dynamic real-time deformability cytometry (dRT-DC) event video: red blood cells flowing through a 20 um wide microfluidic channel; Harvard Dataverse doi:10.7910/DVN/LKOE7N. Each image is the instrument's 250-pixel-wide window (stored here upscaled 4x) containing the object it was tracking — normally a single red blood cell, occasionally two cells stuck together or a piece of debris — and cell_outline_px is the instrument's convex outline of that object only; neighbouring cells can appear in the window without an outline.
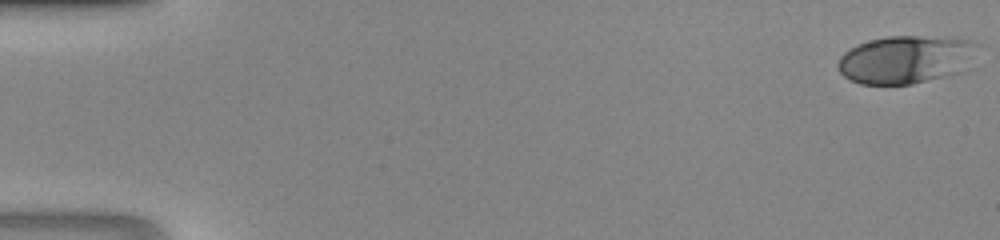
{"species": "human", "species_latin": "Homo sapiens", "temperature_condition": "room temperature", "stored_images_in_passage": 47, "camera_frame_rate_fps": 3000, "um_per_image_px": 0.085, "donor": {"sex": "male"}, "frame": {"image": 1, "passage_image": 1, "time_ms": 0.0, "image_size_px": [1000, 240], "cell_outline_px": [[980, 44], [960, 72], [912, 84], [860, 84], [844, 76], [840, 72], [836, 64], [840, 56], [844, 52], [856, 44], [888, 36], [916, 36], [972, 40]], "centroid_in_image_um": [76.93, 5.05], "position_along_channel_um": 8.1, "area_um2": 38.55}}
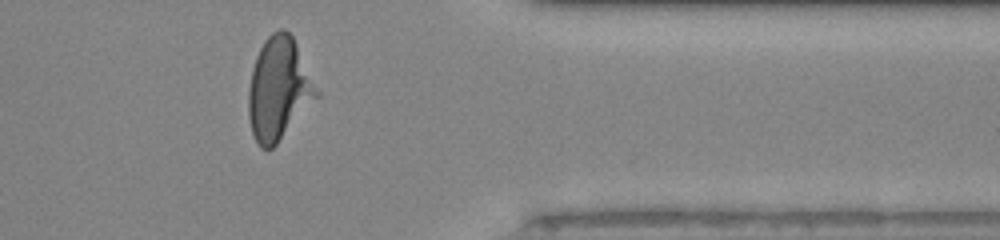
{"frame": {"image": 2, "passage_image": 39, "time_ms": 12.667, "image_size_px": [1000, 240], "cell_outline_px": [[320, 96], [276, 144], [272, 148], [260, 148], [256, 144], [252, 132], [248, 116], [248, 88], [252, 68], [256, 56], [264, 40], [272, 32], [280, 28], [284, 28], [292, 36], [320, 92]], "centroid_in_image_um": [23.69, 7.56], "position_along_channel_um": 387.7, "area_um2": 40.75}}
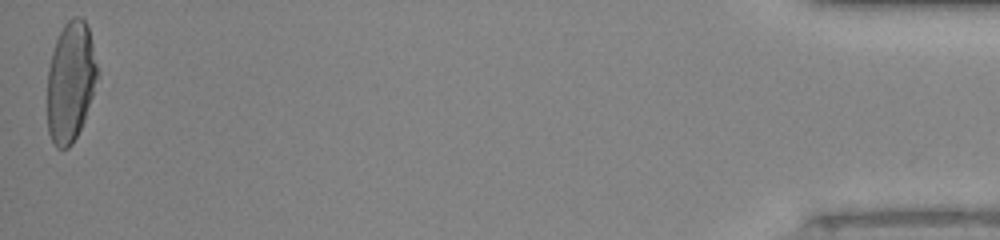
{"frame": {"image": 3, "passage_image": 47, "time_ms": 15.333, "image_size_px": [1000, 240], "cell_outline_px": [[100, 80], [84, 120], [72, 144], [68, 148], [56, 148], [48, 132], [48, 68], [52, 52], [56, 40], [64, 24], [72, 16], [80, 16], [88, 24]], "centroid_in_image_um": [6.03, 6.93], "position_along_channel_um": 429.2, "area_um2": 35.49}}